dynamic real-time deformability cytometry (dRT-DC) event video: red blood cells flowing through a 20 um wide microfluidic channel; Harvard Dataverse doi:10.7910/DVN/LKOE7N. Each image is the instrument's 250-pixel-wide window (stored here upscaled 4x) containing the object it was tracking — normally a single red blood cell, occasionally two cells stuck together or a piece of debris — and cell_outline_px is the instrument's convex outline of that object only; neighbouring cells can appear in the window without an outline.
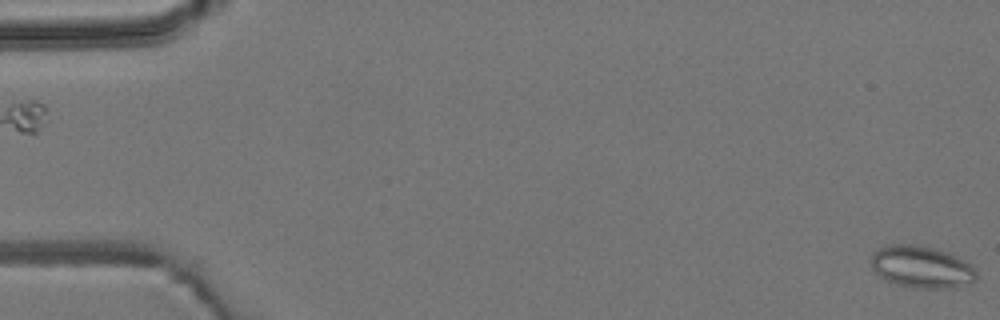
{"species": "common noctule bat (a hibernating species)", "species_latin": "Nyctalus noctula", "temperature_condition": "room temperature", "stored_images_in_passage": 2, "camera_frame_rate_fps": 3000, "um_per_image_px": 0.085, "animal": {"sex": "male", "body_mass_g": 19.2, "forearm_length_mm": 51.8}, "frame": {"image": 1, "passage_image": 2, "time_ms": 1.0, "image_size_px": [1000, 320], "cell_outline_px": [[976, 280], [972, 284], [956, 288], [916, 288], [896, 284], [880, 276], [872, 268], [872, 252], [880, 248], [892, 244], [912, 244], [936, 248], [948, 252], [972, 264], [976, 272]], "centroid_in_image_um": [78.39, 22.7], "position_along_channel_um": 6.6, "area_um2": 26.01}}